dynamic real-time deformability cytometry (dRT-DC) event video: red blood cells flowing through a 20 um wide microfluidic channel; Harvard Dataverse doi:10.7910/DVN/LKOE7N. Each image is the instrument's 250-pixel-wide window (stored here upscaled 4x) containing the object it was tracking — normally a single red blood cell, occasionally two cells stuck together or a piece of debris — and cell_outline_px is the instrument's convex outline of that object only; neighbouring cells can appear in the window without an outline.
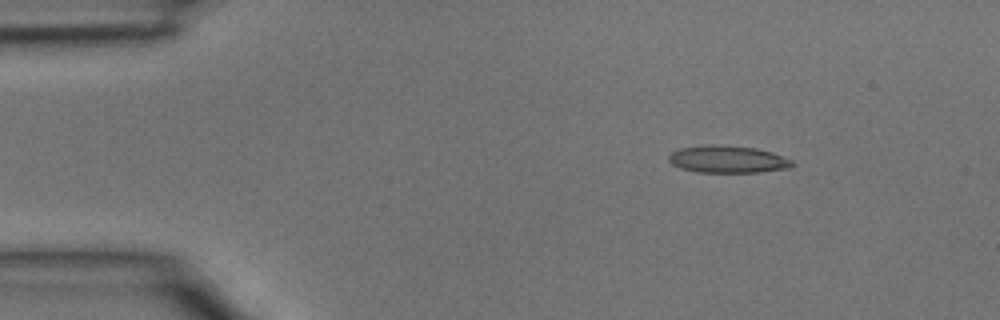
{"species": "common noctule bat (a hibernating species)", "species_latin": "Nyctalus noctula", "temperature_condition": "room temperature", "stored_images_in_passage": 4, "camera_frame_rate_fps": 3000, "um_per_image_px": 0.085, "animal": {"sex": "male", "body_mass_g": 15.6}, "frame": {"image": 1, "passage_image": 2, "time_ms": 0.333, "image_size_px": [1000, 320], "cell_outline_px": [[796, 164], [792, 168], [760, 172], [696, 172], [680, 168], [672, 164], [668, 160], [668, 156], [672, 152], [680, 148], [708, 144], [720, 144], [756, 148], [772, 152], [792, 160]], "centroid_in_image_um": [61.88, 13.54], "position_along_channel_um": 23.1, "area_um2": 19.88}}
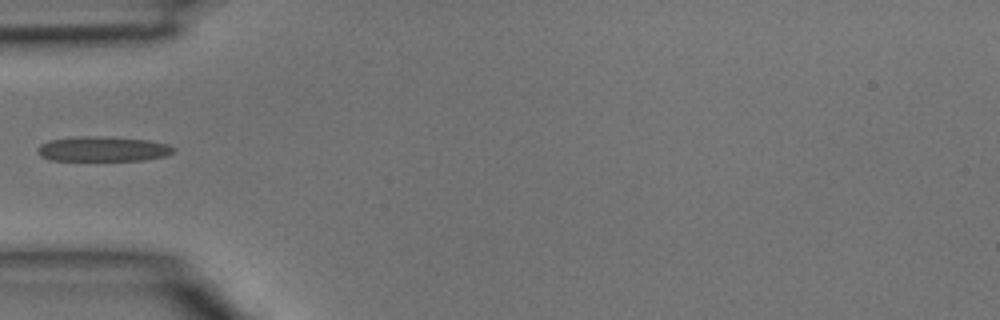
{"frame": {"image": 2, "passage_image": 4, "time_ms": 1.0, "image_size_px": [1000, 320], "cell_outline_px": [[176, 152], [164, 156], [144, 160], [48, 160], [40, 156], [36, 152], [36, 148], [40, 144], [48, 140], [80, 136], [104, 136], [148, 140], [168, 144], [176, 148]], "centroid_in_image_um": [8.72, 12.66], "position_along_channel_um": 76.3, "area_um2": 20.0}}